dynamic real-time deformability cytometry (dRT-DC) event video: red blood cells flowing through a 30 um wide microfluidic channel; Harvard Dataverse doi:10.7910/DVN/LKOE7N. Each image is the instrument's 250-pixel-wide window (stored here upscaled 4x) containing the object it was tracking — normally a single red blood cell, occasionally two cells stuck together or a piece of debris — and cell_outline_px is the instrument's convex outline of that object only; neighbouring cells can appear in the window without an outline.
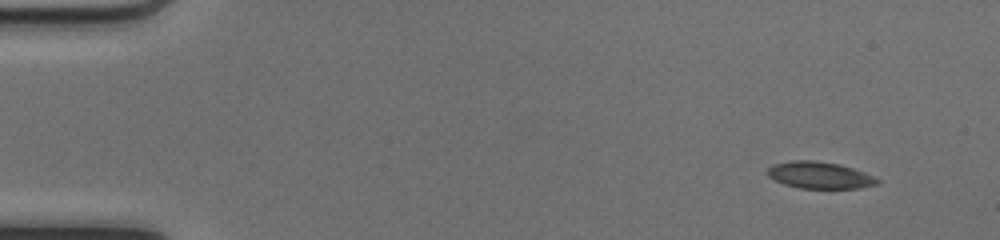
{"species": "common noctule bat (a hibernating species)", "species_latin": "Nyctalus noctula", "temperature_condition": "cold", "stored_images_in_passage": 46, "camera_frame_rate_fps": 3000, "um_per_image_px": 0.085, "animal": {"sex": "female", "body_mass_g": 17.0, "forearm_length_mm": 48.0}, "frame": {"image": 1, "passage_image": 1, "time_ms": 0.0, "image_size_px": [1000, 240], "cell_outline_px": [[880, 180], [876, 184], [860, 188], [800, 188], [784, 184], [768, 176], [764, 172], [772, 164], [792, 160], [816, 160], [840, 164], [876, 176]], "centroid_in_image_um": [69.65, 14.88], "position_along_channel_um": 15.4, "area_um2": 17.28}}
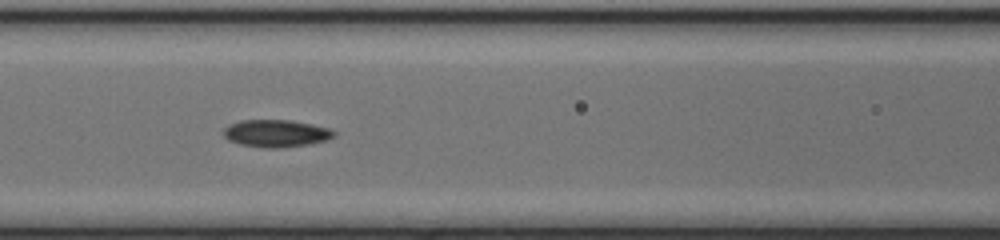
{"frame": {"image": 2, "passage_image": 19, "time_ms": 6.0, "image_size_px": [1000, 240], "cell_outline_px": [[336, 136], [324, 140], [308, 144], [280, 148], [264, 148], [240, 144], [228, 140], [224, 136], [224, 128], [228, 124], [240, 120], [292, 120], [312, 124], [328, 128], [336, 132]], "centroid_in_image_um": [23.44, 11.33], "position_along_channel_um": 143.2, "area_um2": 17.63}}
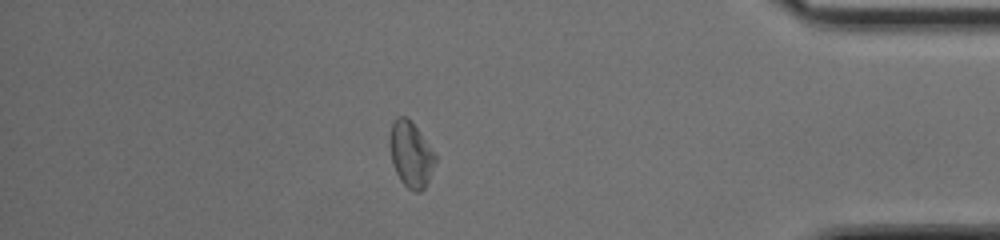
{"frame": {"image": 3, "passage_image": 40, "time_ms": 13.0, "image_size_px": [1000, 240], "cell_outline_px": [[436, 160], [428, 180], [424, 188], [420, 192], [412, 192], [400, 180], [392, 164], [388, 144], [388, 136], [392, 120], [396, 116], [404, 116], [416, 128], [436, 156]], "centroid_in_image_um": [34.86, 13.12], "position_along_channel_um": 400.3, "area_um2": 17.34}, "authors_computed_cell_mechanics": {"area_um2": 17.2244, "velocity_mm_per_s": 4.191, "shape_relaxation_time_tau1_ms": 9.6059, "shape_relaxation_time_tau2_ms": 5.0309, "deformation_change_tau1": 0.1664, "deformation_change_tau2": 0.0976}}